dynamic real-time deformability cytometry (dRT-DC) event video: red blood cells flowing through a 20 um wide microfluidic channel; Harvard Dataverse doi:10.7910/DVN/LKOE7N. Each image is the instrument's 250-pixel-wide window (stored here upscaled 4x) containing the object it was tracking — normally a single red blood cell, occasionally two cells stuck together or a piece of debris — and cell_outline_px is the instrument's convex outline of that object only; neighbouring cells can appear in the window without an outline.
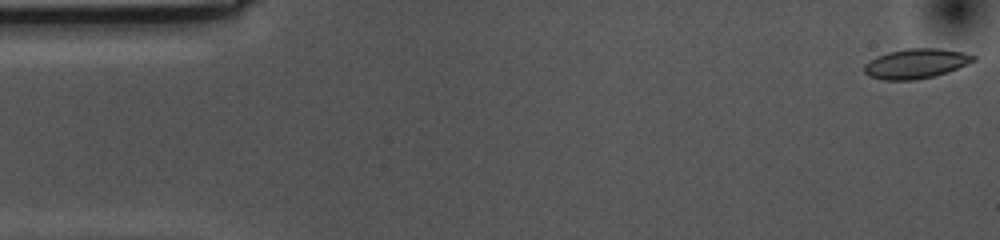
{"species": "common noctule bat (a hibernating species)", "species_latin": "Nyctalus noctula", "temperature_condition": "cold", "stored_images_in_passage": 55, "camera_frame_rate_fps": 3000, "um_per_image_px": 0.085, "animal": {"sex": "female", "body_mass_g": 10.0, "forearm_length_mm": 53.1}, "frame": {"image": 1, "passage_image": 1, "time_ms": 0.0, "image_size_px": [1000, 240], "cell_outline_px": [[976, 60], [968, 64], [948, 72], [936, 76], [916, 80], [884, 80], [868, 76], [864, 72], [864, 64], [888, 52], [908, 48], [936, 48], [964, 52], [976, 56]], "centroid_in_image_um": [77.89, 5.41], "position_along_channel_um": 7.1, "area_um2": 18.96}}
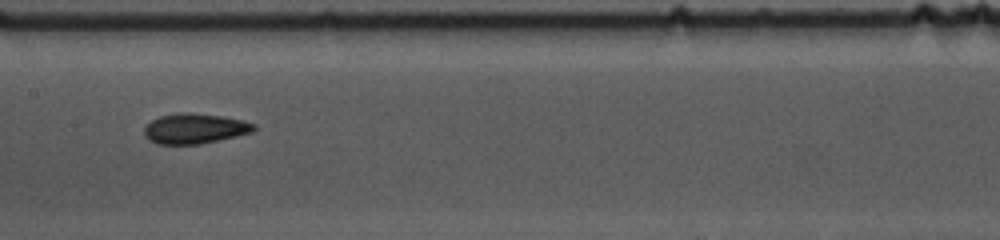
{"frame": {"image": 2, "passage_image": 26, "time_ms": 8.333, "image_size_px": [1000, 240], "cell_outline_px": [[256, 128], [252, 132], [236, 136], [200, 144], [156, 144], [148, 140], [144, 136], [144, 128], [152, 120], [160, 116], [180, 112], [188, 112], [220, 116], [240, 120], [256, 124]], "centroid_in_image_um": [16.52, 10.93], "position_along_channel_um": 190.9, "area_um2": 19.19}}
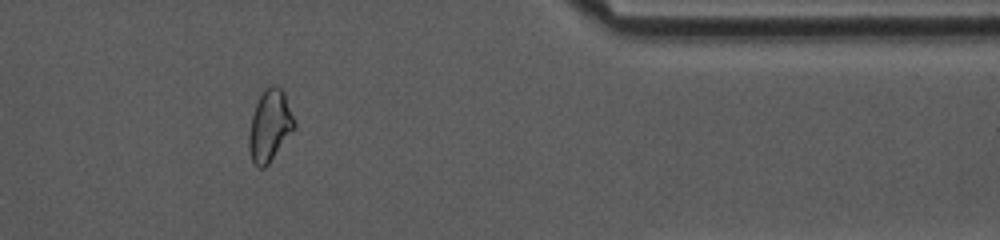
{"frame": {"image": 3, "passage_image": 45, "time_ms": 14.667, "image_size_px": [1000, 240], "cell_outline_px": [[296, 124], [268, 164], [264, 168], [256, 168], [252, 160], [248, 148], [248, 132], [252, 116], [256, 104], [264, 88], [276, 84], [284, 92], [296, 120]], "centroid_in_image_um": [22.91, 10.67], "position_along_channel_um": 388.5, "area_um2": 18.79}, "authors_computed_cell_mechanics": {"area_um2": 18.9584, "velocity_mm_per_s": 3.5496, "shape_relaxation_time_tau1_ms": 6.8334, "shape_relaxation_time_tau2_ms": 2.0834, "deformation_change_tau1": 0.148, "deformation_change_tau2": 0.0733}}